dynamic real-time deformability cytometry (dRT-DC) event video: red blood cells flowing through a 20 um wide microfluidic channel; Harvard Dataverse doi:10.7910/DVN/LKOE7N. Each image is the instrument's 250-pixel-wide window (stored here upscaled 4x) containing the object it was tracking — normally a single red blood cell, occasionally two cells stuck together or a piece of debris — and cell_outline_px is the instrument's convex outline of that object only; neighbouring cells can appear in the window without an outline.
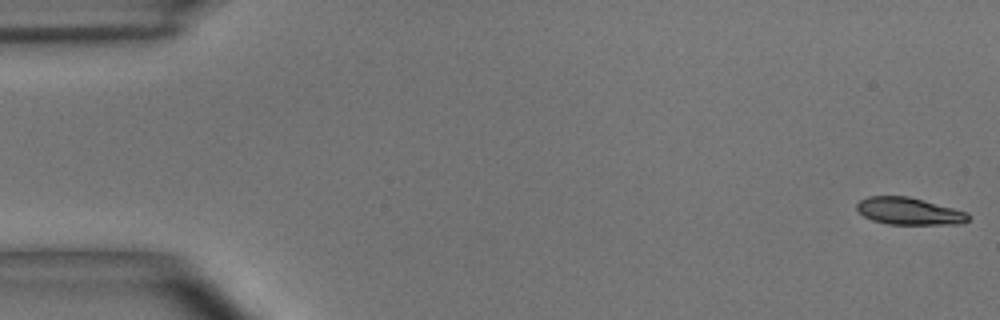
{"species": "common noctule bat (a hibernating species)", "species_latin": "Nyctalus noctula", "temperature_condition": "room temperature", "stored_images_in_passage": 55, "camera_frame_rate_fps": 3000, "um_per_image_px": 0.085, "animal": {"sex": "male", "body_mass_g": 15.6}, "frame": {"image": 1, "passage_image": 1, "time_ms": 0.0, "image_size_px": [1000, 320], "cell_outline_px": [[968, 220], [956, 224], [888, 224], [872, 220], [864, 216], [856, 208], [856, 204], [860, 200], [868, 196], [908, 196], [968, 212]], "centroid_in_image_um": [77.23, 17.94], "position_along_channel_um": 7.8, "area_um2": 17.46}}
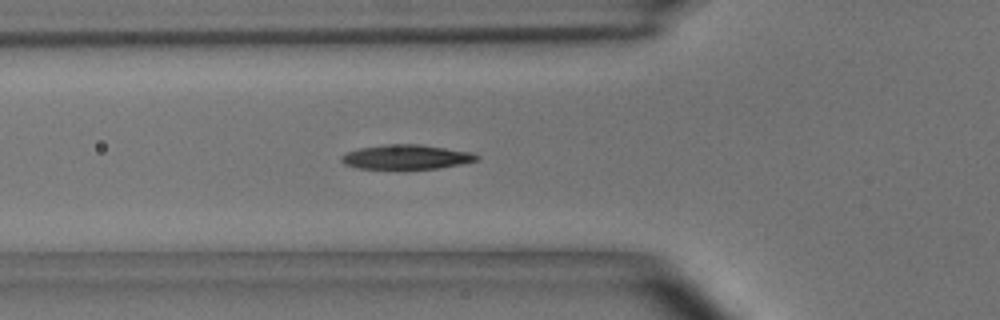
{"frame": {"image": 2, "passage_image": 19, "time_ms": 6.0, "image_size_px": [1000, 320], "cell_outline_px": [[480, 160], [440, 168], [404, 172], [356, 168], [344, 164], [340, 160], [340, 156], [348, 152], [360, 148], [384, 144], [420, 144], [472, 152], [480, 156]], "centroid_in_image_um": [34.53, 13.39], "position_along_channel_um": 91.3, "area_um2": 20.46}}
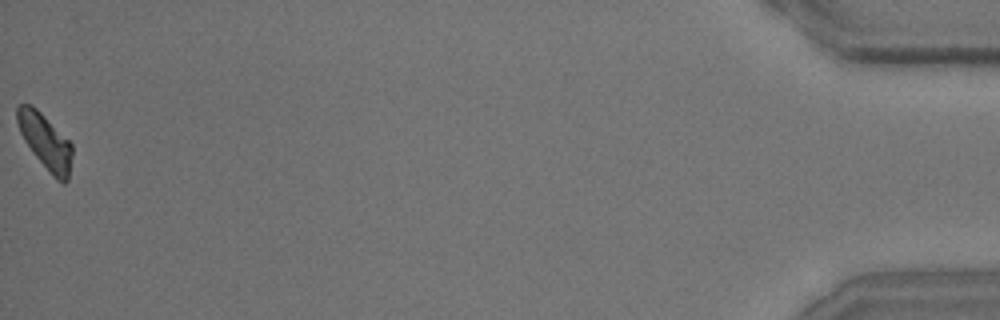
{"frame": {"image": 3, "passage_image": 55, "time_ms": 18.0, "image_size_px": [1000, 320], "cell_outline_px": [[72, 156], [68, 180], [64, 184], [56, 180], [52, 176], [32, 152], [24, 140], [20, 132], [16, 120], [16, 108], [20, 104], [32, 104], [72, 144]], "centroid_in_image_um": [3.84, 12.05], "position_along_channel_um": 431.4, "area_um2": 17.57}, "authors_computed_cell_mechanics": {"area_um2": 18.5538, "velocity_mm_per_s": 3.6352, "shape_relaxation_time_tau1_ms": 5.225, "shape_relaxation_time_tau2_ms": 7.3341, "deformation_change_tau1": 0.147, "deformation_change_tau2": 0.1301}}